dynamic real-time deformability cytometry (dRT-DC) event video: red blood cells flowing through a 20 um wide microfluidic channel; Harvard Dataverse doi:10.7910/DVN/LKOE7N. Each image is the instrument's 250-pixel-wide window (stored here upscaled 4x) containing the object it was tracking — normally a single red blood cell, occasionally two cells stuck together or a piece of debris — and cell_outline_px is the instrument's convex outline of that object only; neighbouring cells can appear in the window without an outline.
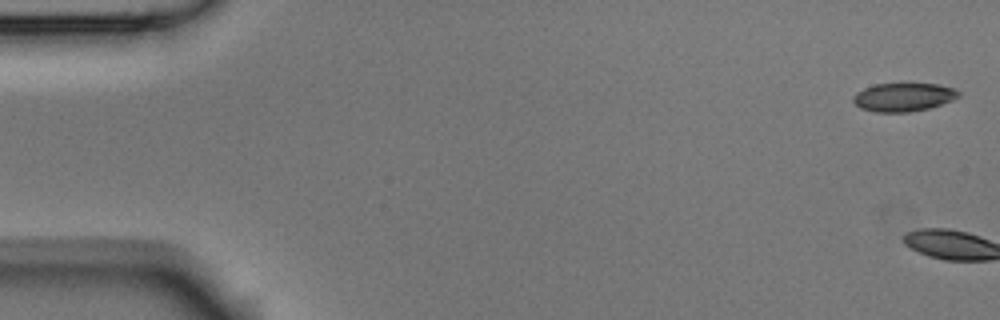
{"species": "Egyptian fruit bat (a non-hibernating species)", "species_latin": "Rousettus aegyptiacus", "temperature_condition": "room temperature", "stored_images_in_passage": 6, "camera_frame_rate_fps": 3000, "um_per_image_px": 0.085, "animal": {"sex": "male"}, "frame": {"image": 1, "passage_image": 1, "time_ms": 0.0, "image_size_px": [1000, 320], "cell_outline_px": [[960, 96], [952, 100], [928, 108], [908, 112], [876, 112], [860, 108], [852, 100], [852, 96], [856, 92], [864, 88], [876, 84], [900, 80], [908, 80], [936, 84], [956, 88], [960, 92]], "centroid_in_image_um": [76.79, 8.19], "position_along_channel_um": 8.2, "area_um2": 18.38}}
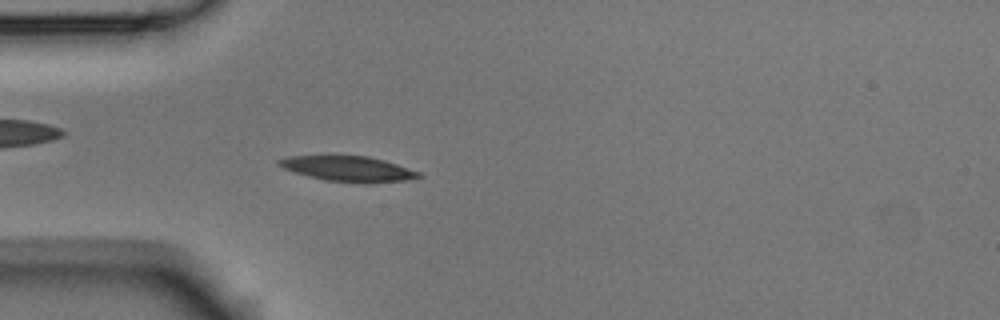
{"frame": {"image": 2, "passage_image": 6, "time_ms": 1.667, "image_size_px": [1000, 320], "cell_outline_px": [[424, 176], [408, 180], [364, 184], [360, 184], [324, 180], [308, 176], [284, 168], [276, 164], [276, 160], [288, 156], [368, 156], [384, 160], [420, 172]], "centroid_in_image_um": [29.62, 14.36], "position_along_channel_um": 55.4, "area_um2": 20.75}}